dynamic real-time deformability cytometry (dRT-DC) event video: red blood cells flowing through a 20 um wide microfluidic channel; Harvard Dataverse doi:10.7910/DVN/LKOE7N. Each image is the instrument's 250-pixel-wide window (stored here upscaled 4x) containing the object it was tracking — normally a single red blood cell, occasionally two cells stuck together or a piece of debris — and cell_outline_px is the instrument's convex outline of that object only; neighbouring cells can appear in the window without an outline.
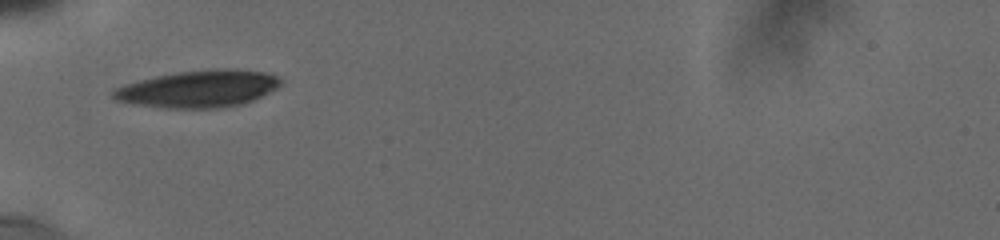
{"species": "human", "species_latin": "Homo sapiens", "temperature_condition": "cold", "stored_images_in_passage": 5, "camera_frame_rate_fps": 3000, "um_per_image_px": 0.085, "donor": {"sex": "male"}, "frame": {"image": 1, "passage_image": 1, "time_ms": 0.0, "image_size_px": [1000, 240], "cell_outline_px": [[280, 84], [276, 88], [252, 100], [240, 104], [220, 108], [168, 108], [140, 104], [116, 100], [112, 96], [112, 88], [124, 84], [156, 76], [176, 72], [216, 68], [236, 68], [268, 72], [276, 76], [280, 80]], "centroid_in_image_um": [16.87, 7.53], "position_along_channel_um": 68.1, "area_um2": 36.07}}
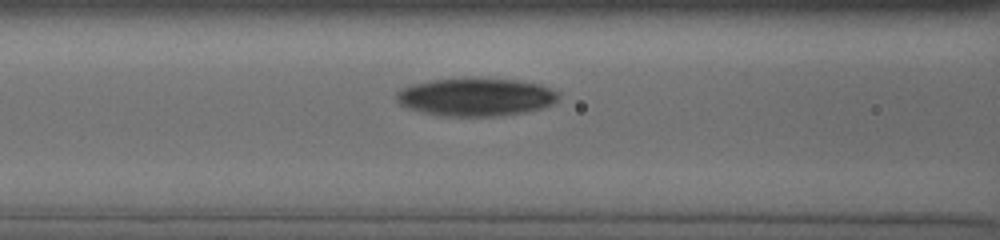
{"frame": {"image": 2, "passage_image": 3, "time_ms": 1.667, "image_size_px": [1000, 240], "cell_outline_px": [[560, 96], [552, 104], [540, 108], [524, 112], [492, 116], [448, 116], [424, 112], [400, 104], [396, 100], [396, 92], [400, 88], [412, 84], [432, 80], [472, 76], [516, 80], [540, 84], [560, 92]], "centroid_in_image_um": [40.45, 8.21], "position_along_channel_um": 126.1, "area_um2": 36.18}}
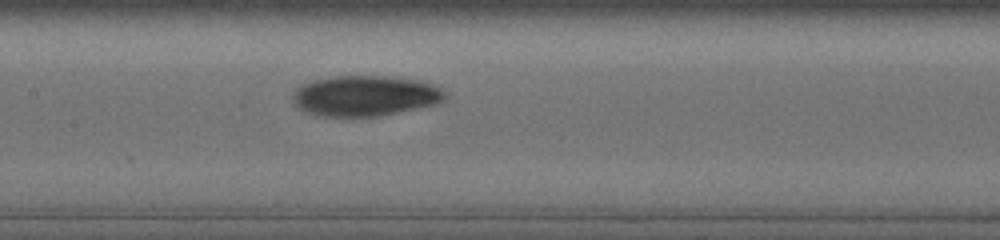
{"frame": {"image": 3, "passage_image": 5, "time_ms": 3.0, "image_size_px": [1000, 240], "cell_outline_px": [[444, 96], [440, 100], [432, 104], [376, 116], [324, 116], [308, 112], [300, 108], [292, 100], [292, 96], [296, 88], [300, 84], [312, 80], [332, 76], [384, 76], [424, 80], [444, 88]], "centroid_in_image_um": [30.99, 8.11], "position_along_channel_um": 176.4, "area_um2": 35.6}}